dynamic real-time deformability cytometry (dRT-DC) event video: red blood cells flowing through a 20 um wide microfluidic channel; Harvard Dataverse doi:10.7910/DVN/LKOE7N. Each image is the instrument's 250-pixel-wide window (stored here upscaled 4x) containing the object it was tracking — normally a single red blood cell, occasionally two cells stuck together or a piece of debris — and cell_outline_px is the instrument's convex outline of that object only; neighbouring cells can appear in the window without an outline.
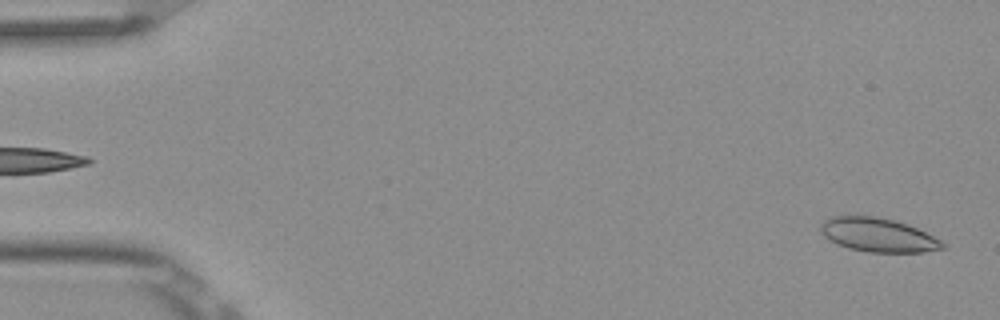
{"species": "Egyptian fruit bat (a non-hibernating species)", "species_latin": "Rousettus aegyptiacus", "temperature_condition": "room temperature", "stored_images_in_passage": 5, "segment_of_instrument_passage": [2, 2], "camera_frame_rate_fps": 3000, "um_per_image_px": 0.085, "frame": {"image": 1, "passage_image": 5, "time_ms": 1.333, "image_size_px": [1000, 320], "cell_outline_px": [[944, 248], [924, 252], [868, 252], [848, 248], [836, 244], [824, 236], [820, 232], [820, 224], [824, 220], [832, 216], [856, 212], [896, 220], [908, 224], [940, 240], [944, 244]], "centroid_in_image_um": [74.54, 19.92], "position_along_channel_um": 10.5, "area_um2": 24.68}}